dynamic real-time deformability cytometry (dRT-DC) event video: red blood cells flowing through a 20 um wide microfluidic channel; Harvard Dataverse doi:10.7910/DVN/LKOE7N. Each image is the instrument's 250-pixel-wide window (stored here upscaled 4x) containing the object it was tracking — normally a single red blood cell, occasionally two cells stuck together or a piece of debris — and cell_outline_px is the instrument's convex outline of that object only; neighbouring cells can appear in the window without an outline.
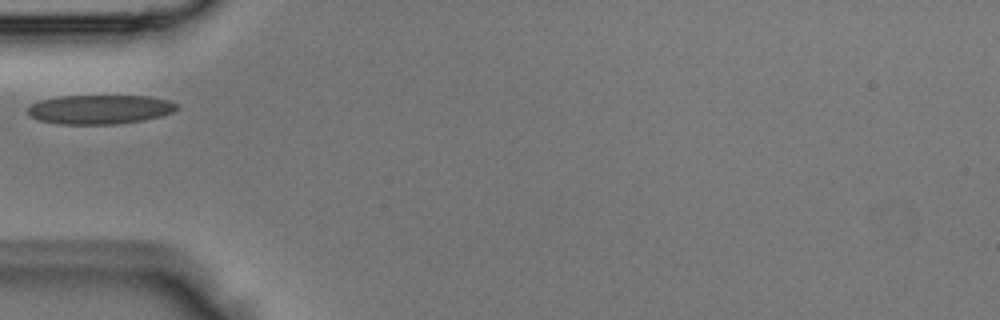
{"species": "Egyptian fruit bat (a non-hibernating species)", "species_latin": "Rousettus aegyptiacus", "temperature_condition": "room temperature", "stored_images_in_passage": 2, "camera_frame_rate_fps": 3000, "um_per_image_px": 0.085, "animal": {"sex": "male"}, "frame": {"image": 1, "passage_image": 2, "time_ms": 0.333, "image_size_px": [1000, 320], "cell_outline_px": [[180, 108], [172, 112], [160, 116], [144, 120], [116, 124], [60, 124], [40, 120], [28, 116], [28, 108], [32, 104], [40, 100], [60, 96], [148, 96], [168, 100], [176, 104]], "centroid_in_image_um": [8.49, 9.3], "position_along_channel_um": 76.5, "area_um2": 25.32}}